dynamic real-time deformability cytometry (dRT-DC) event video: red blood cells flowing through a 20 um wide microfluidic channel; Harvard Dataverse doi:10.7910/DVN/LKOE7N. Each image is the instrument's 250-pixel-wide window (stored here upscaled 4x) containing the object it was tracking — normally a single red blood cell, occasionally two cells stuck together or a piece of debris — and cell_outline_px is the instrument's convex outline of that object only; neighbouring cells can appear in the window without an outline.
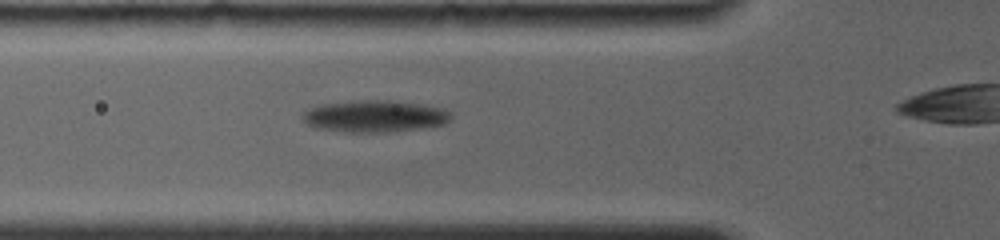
{"species": "common noctule bat (a hibernating species)", "species_latin": "Nyctalus noctula", "temperature_condition": "room temperature", "stored_images_in_passage": 2, "camera_frame_rate_fps": 4000, "um_per_image_px": 0.085, "animal": {"sex": "female", "body_mass_g": 19.0, "forearm_length_mm": 56.7}, "frame": {"image": 1, "passage_image": 2, "time_ms": 1.0, "image_size_px": [1000, 240], "cell_outline_px": [[452, 116], [444, 124], [420, 128], [388, 132], [348, 132], [316, 128], [308, 124], [304, 120], [304, 112], [312, 108], [324, 104], [352, 100], [388, 100], [420, 104], [440, 108], [448, 112]], "centroid_in_image_um": [31.84, 9.88], "position_along_channel_um": 94.0, "area_um2": 27.11}}